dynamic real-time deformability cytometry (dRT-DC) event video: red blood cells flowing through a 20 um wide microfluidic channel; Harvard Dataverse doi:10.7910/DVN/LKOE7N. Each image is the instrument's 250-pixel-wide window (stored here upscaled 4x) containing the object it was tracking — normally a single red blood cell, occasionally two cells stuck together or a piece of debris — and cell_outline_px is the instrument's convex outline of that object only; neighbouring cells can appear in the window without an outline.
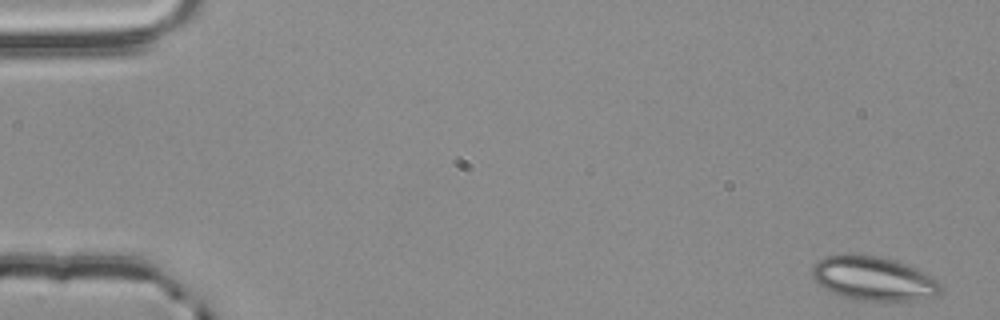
{"species": "common noctule bat (a hibernating species)", "species_latin": "Nyctalus noctula", "temperature_condition": "room temperature", "stored_images_in_passage": 54, "camera_frame_rate_fps": 3000, "um_per_image_px": 0.085, "animal": {"sex": "male", "body_mass_g": 20.4}, "frame": {"image": 1, "passage_image": 1, "time_ms": 0.0, "image_size_px": [1000, 320], "cell_outline_px": [[944, 292], [936, 296], [896, 304], [856, 300], [832, 292], [824, 288], [812, 280], [812, 268], [824, 256], [840, 252], [852, 252], [880, 256], [896, 260], [908, 264], [924, 272], [936, 280], [940, 284]], "centroid_in_image_um": [74.27, 23.68], "position_along_channel_um": 10.7, "area_um2": 34.45}}
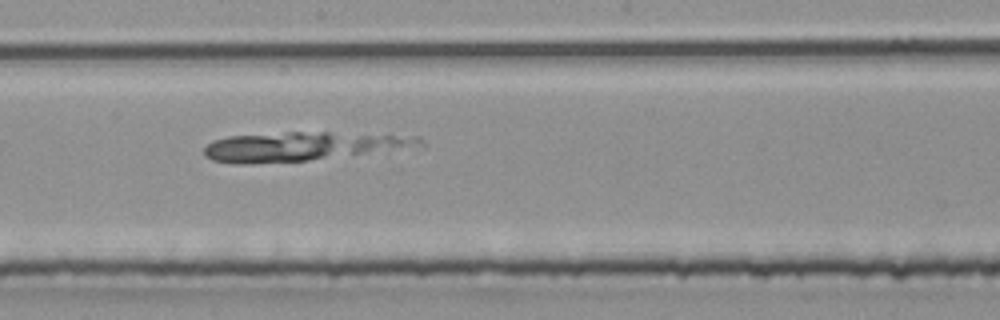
{"frame": {"image": 2, "passage_image": 30, "time_ms": 9.667, "image_size_px": [1000, 320], "cell_outline_px": [[424, 148], [308, 160], [252, 164], [236, 164], [212, 160], [204, 156], [204, 148], [212, 140], [228, 136], [288, 132], [328, 132], [420, 136], [424, 140]], "centroid_in_image_um": [25.86, 12.45], "position_along_channel_um": 222.3, "area_um2": 37.22}}
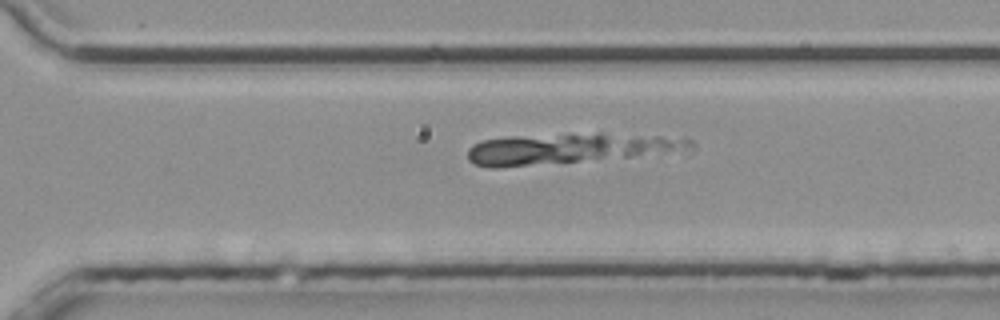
{"frame": {"image": 3, "passage_image": 38, "time_ms": 12.333, "image_size_px": [1000, 320], "cell_outline_px": [[696, 148], [692, 152], [496, 168], [488, 168], [472, 164], [468, 160], [468, 148], [472, 144], [480, 140], [512, 136], [568, 132], [600, 132], [660, 136], [692, 140], [696, 144]], "centroid_in_image_um": [48.51, 12.61], "position_along_channel_um": 322.1, "area_um2": 41.33}}